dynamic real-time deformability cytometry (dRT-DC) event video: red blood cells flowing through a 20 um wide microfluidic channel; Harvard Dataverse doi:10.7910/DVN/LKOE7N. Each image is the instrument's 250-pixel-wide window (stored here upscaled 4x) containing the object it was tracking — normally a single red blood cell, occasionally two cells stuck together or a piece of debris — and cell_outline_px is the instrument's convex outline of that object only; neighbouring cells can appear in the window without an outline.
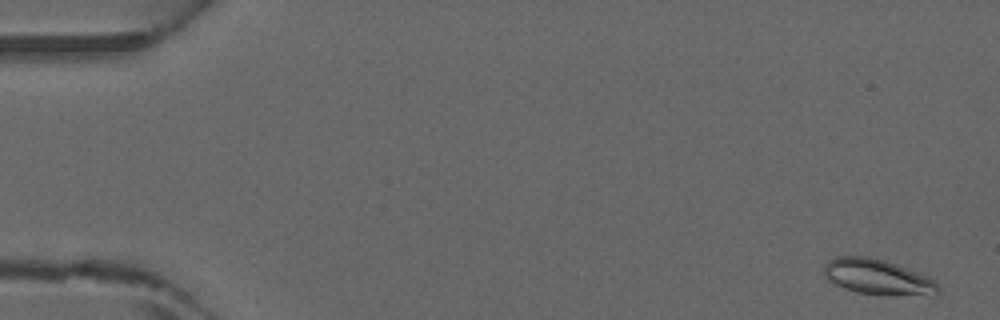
{"species": "common noctule bat (a hibernating species)", "species_latin": "Nyctalus noctula", "temperature_condition": "warm", "stored_images_in_passage": 5, "camera_frame_rate_fps": 3000, "um_per_image_px": 0.085, "animal": {"sex": "male", "forearm_length_mm": 52.5}, "frame": {"image": 1, "passage_image": 1, "time_ms": 0.0, "image_size_px": [1000, 320], "cell_outline_px": [[940, 296], [888, 296], [856, 292], [844, 288], [828, 280], [824, 276], [824, 264], [828, 260], [836, 256], [868, 256], [884, 260], [896, 264], [928, 276], [940, 288]], "centroid_in_image_um": [74.64, 23.57], "position_along_channel_um": 10.4, "area_um2": 24.1}}